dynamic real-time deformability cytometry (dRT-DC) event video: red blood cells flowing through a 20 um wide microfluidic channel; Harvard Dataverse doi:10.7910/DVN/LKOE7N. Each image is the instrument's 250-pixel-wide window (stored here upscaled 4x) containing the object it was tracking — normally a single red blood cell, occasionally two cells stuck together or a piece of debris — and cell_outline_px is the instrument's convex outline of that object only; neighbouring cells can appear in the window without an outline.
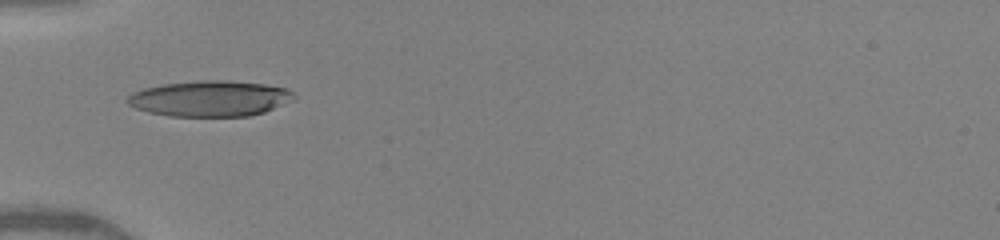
{"species": "human", "species_latin": "Homo sapiens", "temperature_condition": "warm", "stored_images_in_passage": 19, "camera_frame_rate_fps": 3000, "um_per_image_px": 0.085, "donor": {"sex": "female"}, "frame": {"image": 1, "passage_image": 1, "time_ms": 0.0, "image_size_px": [1000, 240], "cell_outline_px": [[296, 96], [292, 100], [264, 112], [248, 116], [168, 116], [148, 112], [136, 108], [128, 104], [124, 100], [132, 92], [144, 88], [164, 84], [200, 80], [228, 80], [264, 84], [288, 88]], "centroid_in_image_um": [17.83, 8.37], "position_along_channel_um": 67.2, "area_um2": 34.74}}
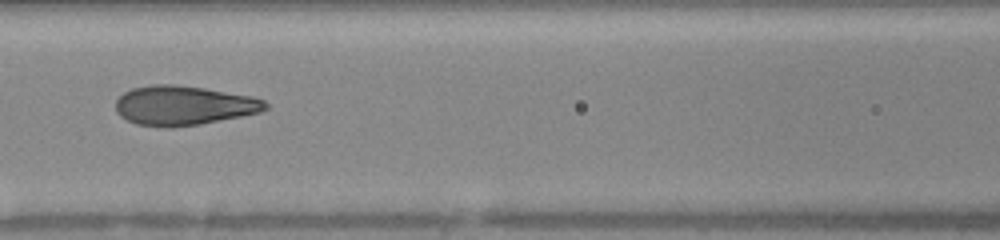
{"frame": {"image": 2, "passage_image": 12, "time_ms": 2.0, "image_size_px": [1000, 240], "cell_outline_px": [[268, 108], [260, 112], [200, 124], [172, 128], [168, 128], [136, 124], [120, 116], [116, 112], [116, 100], [124, 92], [132, 88], [152, 84], [172, 84], [204, 88], [252, 96], [264, 100], [268, 104]], "centroid_in_image_um": [15.59, 8.97], "position_along_channel_um": 151.0, "area_um2": 34.45}}
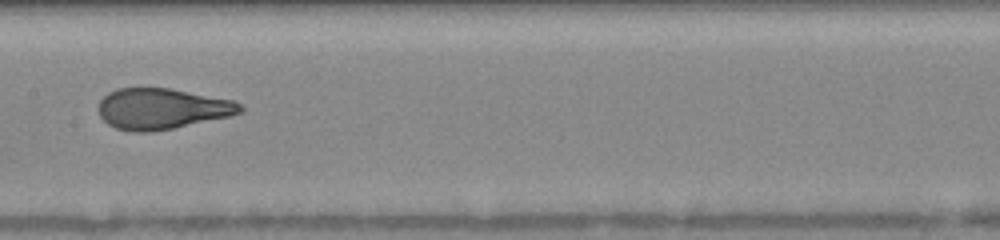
{"frame": {"image": 3, "passage_image": 18, "time_ms": 3.0, "image_size_px": [1000, 240], "cell_outline_px": [[244, 112], [232, 116], [152, 132], [132, 132], [116, 128], [108, 124], [100, 116], [96, 108], [100, 100], [108, 92], [116, 88], [168, 88], [236, 100], [244, 108]], "centroid_in_image_um": [13.77, 9.24], "position_along_channel_um": 193.6, "area_um2": 34.1}}